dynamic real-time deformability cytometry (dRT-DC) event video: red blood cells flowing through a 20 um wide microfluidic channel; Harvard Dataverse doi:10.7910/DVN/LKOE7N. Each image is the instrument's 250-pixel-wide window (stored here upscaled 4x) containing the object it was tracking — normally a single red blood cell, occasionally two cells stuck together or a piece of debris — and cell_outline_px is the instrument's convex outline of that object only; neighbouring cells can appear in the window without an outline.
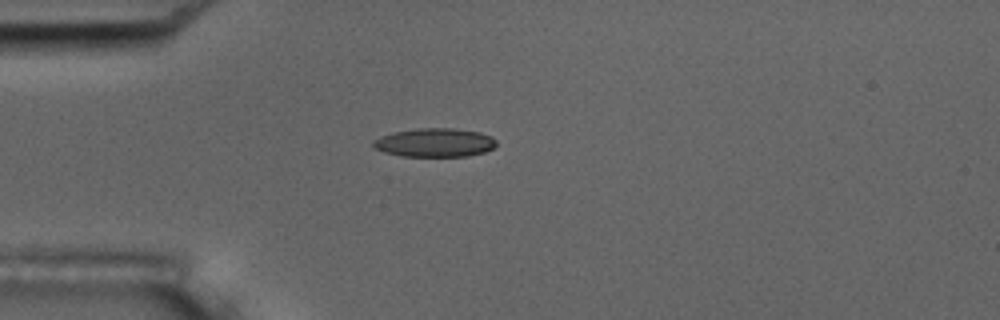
{"species": "common noctule bat (a hibernating species)", "species_latin": "Nyctalus noctula", "temperature_condition": "room temperature", "stored_images_in_passage": 6, "camera_frame_rate_fps": 3000, "um_per_image_px": 0.085, "animal": {"sex": "male", "body_mass_g": 17.5, "forearm_length_mm": 52.3}, "frame": {"image": 1, "passage_image": 4, "time_ms": 1.0, "image_size_px": [1000, 320], "cell_outline_px": [[496, 144], [492, 148], [484, 152], [468, 156], [400, 156], [384, 152], [372, 148], [372, 140], [380, 136], [396, 132], [420, 128], [452, 128], [480, 132], [492, 136], [496, 140]], "centroid_in_image_um": [36.93, 12.12], "position_along_channel_um": 48.1, "area_um2": 20.63}}